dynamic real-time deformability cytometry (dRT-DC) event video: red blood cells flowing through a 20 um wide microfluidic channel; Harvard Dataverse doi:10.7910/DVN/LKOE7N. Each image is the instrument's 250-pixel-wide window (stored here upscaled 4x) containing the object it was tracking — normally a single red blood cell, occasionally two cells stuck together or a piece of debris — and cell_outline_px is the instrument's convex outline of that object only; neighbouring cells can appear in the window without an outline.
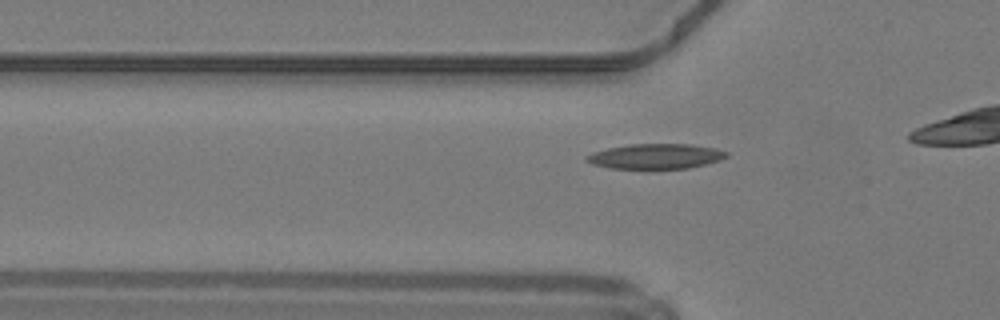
{"species": "common noctule bat (a hibernating species)", "species_latin": "Nyctalus noctula", "temperature_condition": "warm", "stored_images_in_passage": 9, "camera_frame_rate_fps": 3000, "um_per_image_px": 0.085, "animal": {"sex": "male", "body_mass_g": 19.2, "forearm_length_mm": 51.8}, "frame": {"image": 1, "passage_image": 3, "time_ms": 0.667, "image_size_px": [1000, 320], "cell_outline_px": [[728, 156], [720, 160], [688, 168], [648, 172], [608, 168], [592, 164], [584, 160], [584, 156], [592, 152], [608, 148], [628, 144], [692, 144], [716, 148], [728, 152]], "centroid_in_image_um": [55.67, 13.33], "position_along_channel_um": 70.1, "area_um2": 21.62}}
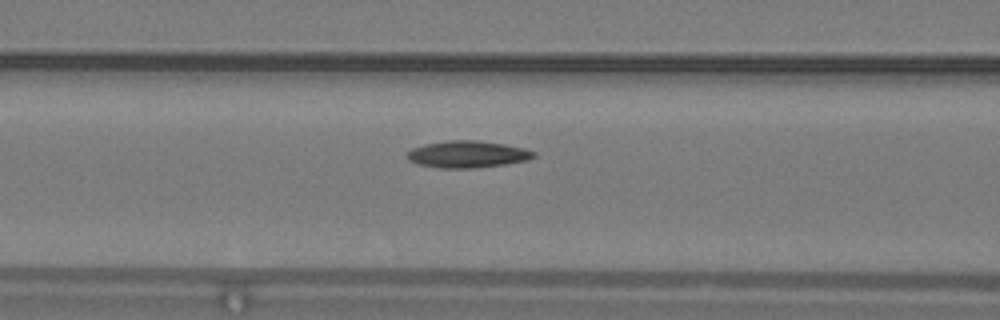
{"frame": {"image": 2, "passage_image": 7, "time_ms": 2.0, "image_size_px": [1000, 320], "cell_outline_px": [[536, 156], [528, 160], [504, 164], [472, 168], [440, 168], [420, 164], [408, 160], [408, 152], [412, 148], [424, 144], [448, 140], [480, 140], [504, 144], [524, 148], [536, 152]], "centroid_in_image_um": [39.76, 13.1], "position_along_channel_um": 126.8, "area_um2": 19.77}}